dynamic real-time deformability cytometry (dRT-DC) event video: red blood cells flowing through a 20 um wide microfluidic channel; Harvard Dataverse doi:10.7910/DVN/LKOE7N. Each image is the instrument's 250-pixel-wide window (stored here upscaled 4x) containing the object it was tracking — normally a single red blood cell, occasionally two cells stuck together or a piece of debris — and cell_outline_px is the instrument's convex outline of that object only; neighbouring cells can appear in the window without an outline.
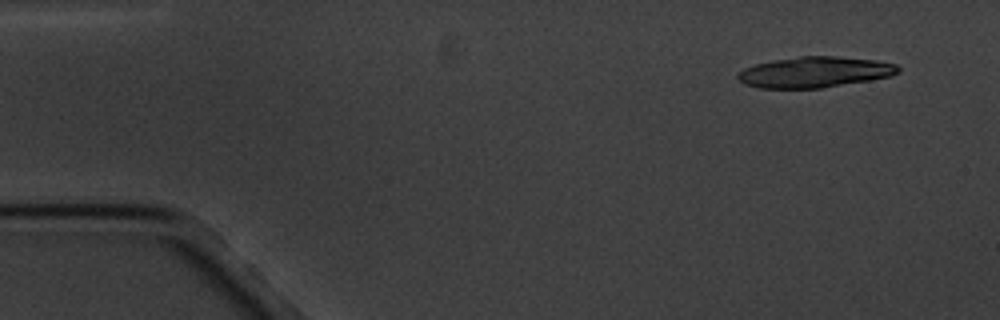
{"species": "common noctule bat (a hibernating species)", "species_latin": "Nyctalus noctula", "temperature_condition": "cold", "stored_images_in_passage": 5, "camera_frame_rate_fps": 3000, "um_per_image_px": 0.085, "animal": {"sex": "male", "body_mass_g": 20.1, "forearm_length_mm": 53.5}, "frame": {"image": 1, "passage_image": 1, "time_ms": 0.0, "image_size_px": [1000, 320], "cell_outline_px": [[900, 72], [892, 76], [820, 88], [760, 88], [744, 84], [736, 76], [744, 68], [756, 64], [772, 60], [800, 56], [836, 56], [876, 60], [896, 64], [900, 68]], "centroid_in_image_um": [69.26, 6.12], "position_along_channel_um": 15.7, "area_um2": 28.67}}